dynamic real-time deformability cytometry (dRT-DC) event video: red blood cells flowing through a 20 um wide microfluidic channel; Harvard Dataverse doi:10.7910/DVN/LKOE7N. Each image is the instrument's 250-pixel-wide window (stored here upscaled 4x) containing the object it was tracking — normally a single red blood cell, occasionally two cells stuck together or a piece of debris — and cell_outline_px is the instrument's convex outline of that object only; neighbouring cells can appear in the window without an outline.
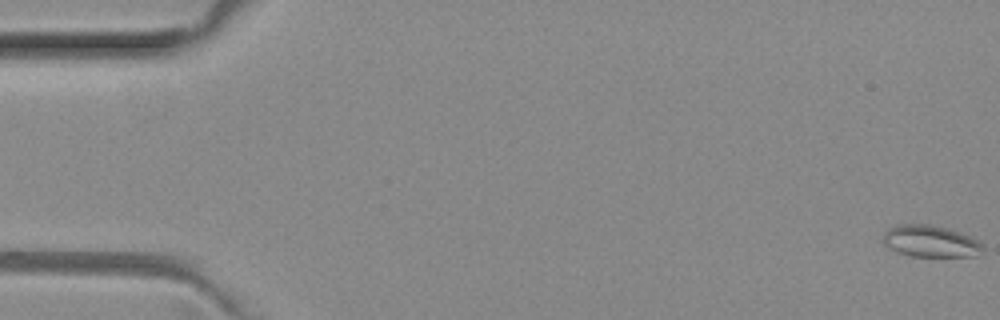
{"species": "common noctule bat (a hibernating species)", "species_latin": "Nyctalus noctula", "temperature_condition": "room temperature", "stored_images_in_passage": 5, "camera_frame_rate_fps": 3000, "um_per_image_px": 0.085, "animal": {"sex": "female", "body_mass_g": 29.2, "forearm_length_mm": 56.3}, "frame": {"image": 1, "passage_image": 1, "time_ms": 0.0, "image_size_px": [1000, 320], "cell_outline_px": [[984, 252], [976, 256], [912, 256], [896, 252], [888, 248], [884, 244], [880, 236], [888, 228], [896, 224], [932, 224], [948, 228], [960, 232], [984, 244]], "centroid_in_image_um": [79.06, 20.5], "position_along_channel_um": 5.9, "area_um2": 18.84}}
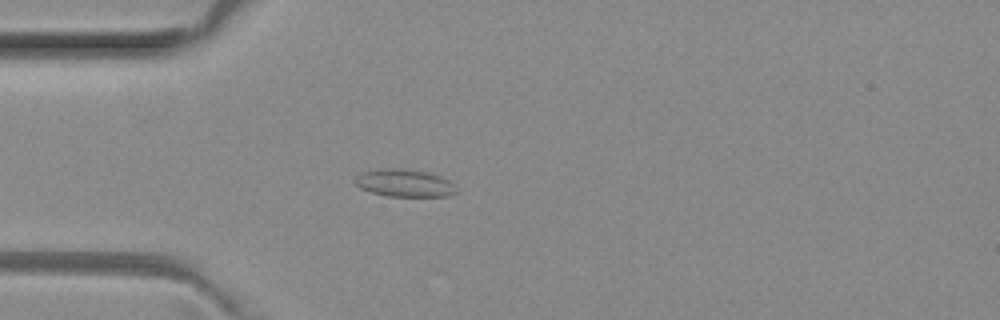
{"frame": {"image": 2, "passage_image": 5, "time_ms": 1.333, "image_size_px": [1000, 320], "cell_outline_px": [[460, 192], [452, 196], [388, 196], [372, 192], [360, 188], [352, 180], [356, 176], [364, 172], [384, 168], [404, 168], [432, 172], [448, 180]], "centroid_in_image_um": [34.42, 15.55], "position_along_channel_um": 50.6, "area_um2": 16.47}}